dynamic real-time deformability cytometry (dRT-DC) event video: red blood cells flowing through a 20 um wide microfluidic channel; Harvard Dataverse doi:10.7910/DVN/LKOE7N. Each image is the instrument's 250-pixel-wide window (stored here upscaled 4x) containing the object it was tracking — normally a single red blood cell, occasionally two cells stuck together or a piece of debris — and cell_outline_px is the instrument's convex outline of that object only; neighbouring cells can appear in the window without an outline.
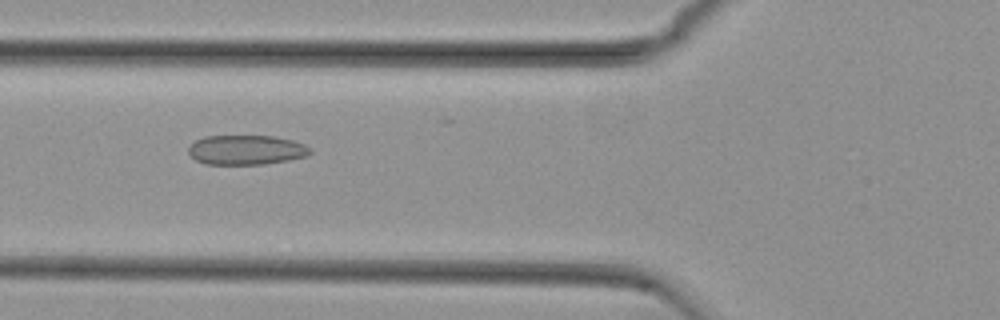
{"species": "common noctule bat (a hibernating species)", "species_latin": "Nyctalus noctula", "temperature_condition": "cold", "stored_images_in_passage": 9, "camera_frame_rate_fps": 3000, "um_per_image_px": 0.085, "animal": {"sex": "female", "body_mass_g": 29.2, "forearm_length_mm": 56.3}, "frame": {"image": 1, "passage_image": 8, "time_ms": 2.333, "image_size_px": [1000, 320], "cell_outline_px": [[312, 152], [308, 156], [288, 160], [264, 164], [204, 164], [196, 160], [188, 152], [188, 148], [196, 140], [204, 136], [276, 136], [292, 140], [304, 144], [312, 148]], "centroid_in_image_um": [20.96, 12.74], "position_along_channel_um": 104.8, "area_um2": 21.1}}